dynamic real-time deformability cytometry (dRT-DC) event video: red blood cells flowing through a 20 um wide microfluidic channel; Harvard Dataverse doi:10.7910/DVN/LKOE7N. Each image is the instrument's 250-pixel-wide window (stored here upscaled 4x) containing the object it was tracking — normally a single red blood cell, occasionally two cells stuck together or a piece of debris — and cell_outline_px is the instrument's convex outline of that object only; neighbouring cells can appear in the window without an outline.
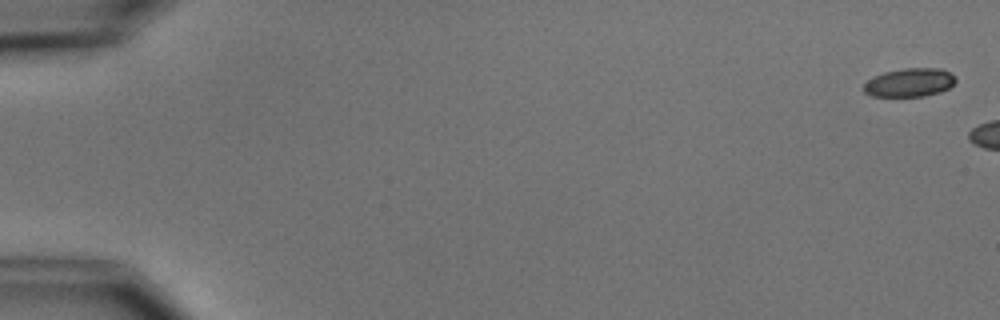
{"species": "common noctule bat (a hibernating species)", "species_latin": "Nyctalus noctula", "temperature_condition": "cold", "stored_images_in_passage": 6, "camera_frame_rate_fps": 3000, "um_per_image_px": 0.085, "animal": {"sex": "male", "body_mass_g": 15.6}, "frame": {"image": 1, "passage_image": 1, "time_ms": 0.0, "image_size_px": [1000, 320], "cell_outline_px": [[956, 80], [948, 88], [940, 92], [924, 96], [872, 96], [864, 92], [864, 84], [868, 80], [884, 72], [904, 68], [940, 68], [956, 76]], "centroid_in_image_um": [77.32, 7.01], "position_along_channel_um": 7.7, "area_um2": 15.14}}
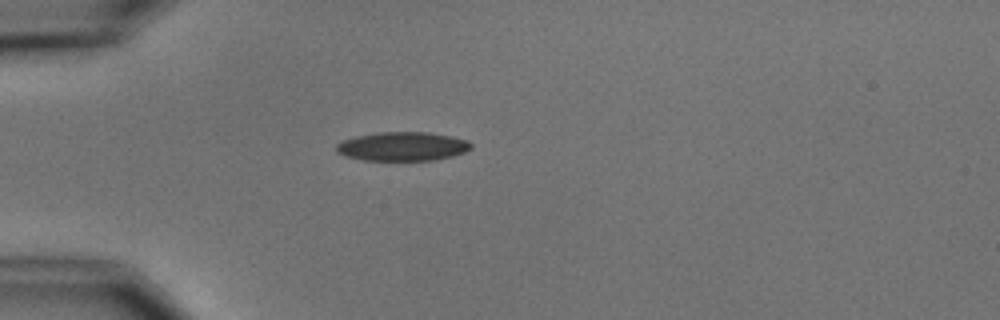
{"frame": {"image": 2, "passage_image": 6, "time_ms": 6.667, "image_size_px": [1000, 320], "cell_outline_px": [[472, 148], [464, 152], [452, 156], [432, 160], [364, 160], [344, 156], [336, 152], [336, 144], [344, 140], [356, 136], [380, 132], [428, 132], [452, 136], [468, 140], [472, 144]], "centroid_in_image_um": [34.22, 12.44], "position_along_channel_um": 50.8, "area_um2": 22.72}}